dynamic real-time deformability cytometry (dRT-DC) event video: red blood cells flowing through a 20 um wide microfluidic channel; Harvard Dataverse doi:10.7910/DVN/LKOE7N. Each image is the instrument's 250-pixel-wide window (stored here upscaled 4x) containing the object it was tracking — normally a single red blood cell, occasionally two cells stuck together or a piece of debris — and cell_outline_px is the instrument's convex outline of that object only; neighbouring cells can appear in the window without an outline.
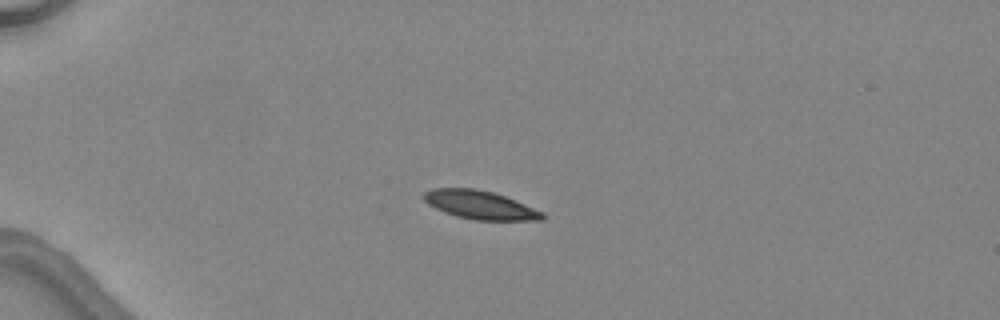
{"species": "common noctule bat (a hibernating species)", "species_latin": "Nyctalus noctula", "temperature_condition": "warm", "stored_images_in_passage": 5, "camera_frame_rate_fps": 3000, "um_per_image_px": 0.085, "animal": {"sex": "female", "body_mass_g": 24.6, "forearm_length_mm": 56.2}, "frame": {"image": 1, "passage_image": 3, "time_ms": 3.333, "image_size_px": [1000, 320], "cell_outline_px": [[544, 220], [472, 220], [456, 216], [444, 212], [428, 204], [424, 200], [424, 192], [432, 188], [476, 188], [492, 192], [516, 200], [544, 212]], "centroid_in_image_um": [40.81, 17.42], "position_along_channel_um": 44.2, "area_um2": 19.71}}